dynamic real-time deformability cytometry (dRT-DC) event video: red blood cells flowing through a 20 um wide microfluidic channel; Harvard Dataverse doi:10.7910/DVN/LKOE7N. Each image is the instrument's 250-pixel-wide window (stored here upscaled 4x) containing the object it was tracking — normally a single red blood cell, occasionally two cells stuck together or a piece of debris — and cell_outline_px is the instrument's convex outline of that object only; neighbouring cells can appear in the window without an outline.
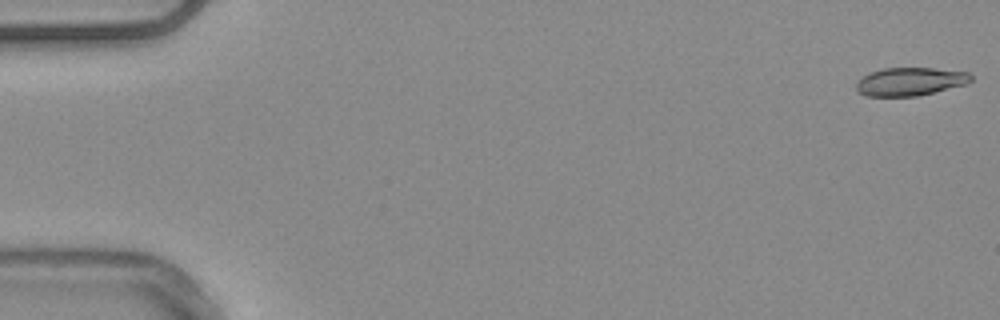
{"species": "common noctule bat (a hibernating species)", "species_latin": "Nyctalus noctula", "temperature_condition": "warm", "stored_images_in_passage": 54, "camera_frame_rate_fps": 3000, "um_per_image_px": 0.085, "animal": {"sex": "male", "body_mass_g": 20.4}, "frame": {"image": 1, "passage_image": 1, "time_ms": 0.0, "image_size_px": [1000, 320], "cell_outline_px": [[972, 80], [968, 84], [916, 96], [864, 96], [856, 88], [856, 84], [864, 76], [872, 72], [884, 68], [932, 68], [968, 72], [972, 76]], "centroid_in_image_um": [77.4, 6.93], "position_along_channel_um": 7.6, "area_um2": 18.67}}
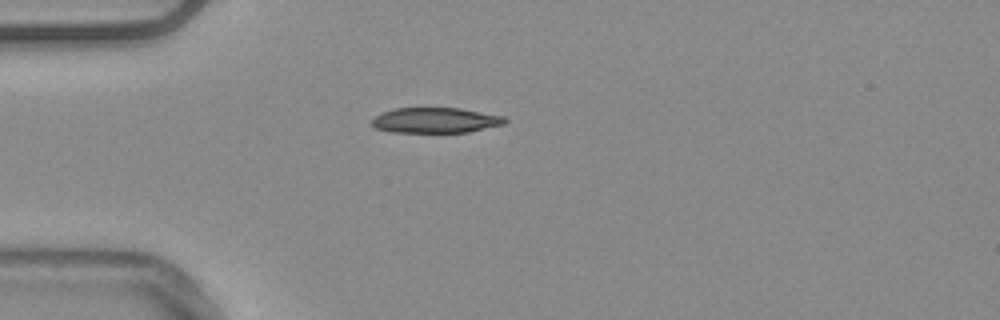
{"frame": {"image": 2, "passage_image": 15, "time_ms": 4.667, "image_size_px": [1000, 320], "cell_outline_px": [[508, 120], [504, 124], [468, 132], [392, 132], [376, 128], [372, 124], [372, 120], [376, 116], [392, 108], [460, 108], [504, 116]], "centroid_in_image_um": [37.04, 10.22], "position_along_channel_um": 48.0, "area_um2": 19.54}}
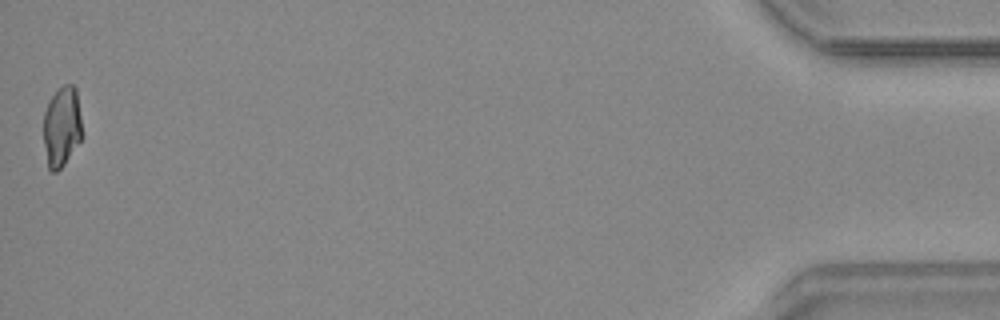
{"frame": {"image": 3, "passage_image": 54, "time_ms": 17.667, "image_size_px": [1000, 320], "cell_outline_px": [[80, 140], [64, 164], [56, 172], [52, 172], [48, 168], [44, 144], [44, 112], [52, 96], [64, 84], [72, 84], [76, 88], [80, 116]], "centroid_in_image_um": [5.23, 10.76], "position_along_channel_um": 430.0, "area_um2": 17.57}, "authors_computed_cell_mechanics": {"area_um2": 19.7098, "velocity_mm_per_s": 3.7775, "shape_relaxation_time_tau1_ms": null, "shape_relaxation_time_tau2_ms": 3.2813, "deformation_change_tau1": null, "deformation_change_tau2": 0.0977}}